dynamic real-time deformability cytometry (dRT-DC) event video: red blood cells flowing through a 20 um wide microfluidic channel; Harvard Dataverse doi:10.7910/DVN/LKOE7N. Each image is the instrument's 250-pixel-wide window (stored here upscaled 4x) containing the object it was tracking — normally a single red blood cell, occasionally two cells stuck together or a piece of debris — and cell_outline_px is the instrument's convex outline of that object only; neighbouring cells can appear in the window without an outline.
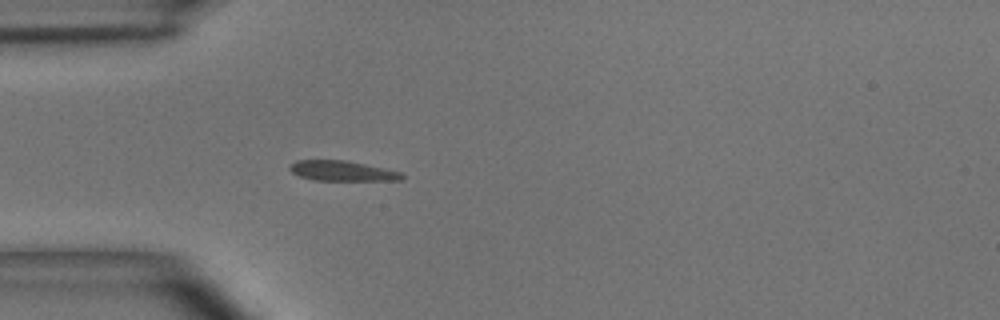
{"species": "common noctule bat (a hibernating species)", "species_latin": "Nyctalus noctula", "temperature_condition": "room temperature", "stored_images_in_passage": 40, "camera_frame_rate_fps": 3000, "um_per_image_px": 0.085, "animal": {"sex": "male", "body_mass_g": 15.6}, "frame": {"image": 1, "passage_image": 1, "time_ms": 0.0, "image_size_px": [1000, 320], "cell_outline_px": [[404, 180], [312, 180], [300, 176], [292, 172], [288, 168], [288, 164], [296, 160], [344, 160], [364, 164], [400, 172], [404, 176]], "centroid_in_image_um": [29.02, 14.52], "position_along_channel_um": 56.0, "area_um2": 13.06}}
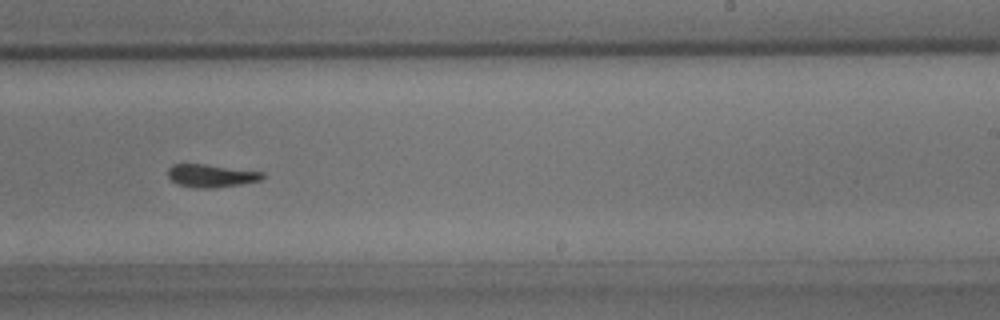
{"frame": {"image": 2, "passage_image": 19, "time_ms": 6.0, "image_size_px": [1000, 320], "cell_outline_px": [[264, 176], [260, 180], [240, 184], [216, 188], [196, 188], [176, 184], [168, 176], [168, 168], [172, 164], [204, 164], [264, 172]], "centroid_in_image_um": [17.92, 14.94], "position_along_channel_um": 271.1, "area_um2": 12.6}}
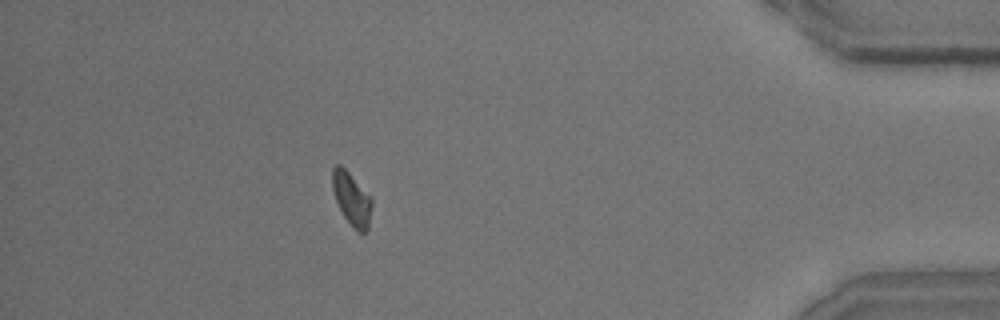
{"frame": {"image": 3, "passage_image": 34, "time_ms": 11.0, "image_size_px": [1000, 320], "cell_outline_px": [[372, 204], [368, 228], [364, 232], [356, 232], [352, 228], [344, 216], [336, 200], [332, 188], [332, 168], [336, 164], [340, 164], [372, 196]], "centroid_in_image_um": [29.9, 16.9], "position_along_channel_um": 405.3, "area_um2": 12.25}, "authors_computed_cell_mechanics": {"area_um2": 12.9472, "velocity_mm_per_s": 3.6546, "shape_relaxation_time_tau1_ms": 4.3695, "shape_relaxation_time_tau2_ms": null, "deformation_change_tau1": 0.1175, "deformation_change_tau2": null}}